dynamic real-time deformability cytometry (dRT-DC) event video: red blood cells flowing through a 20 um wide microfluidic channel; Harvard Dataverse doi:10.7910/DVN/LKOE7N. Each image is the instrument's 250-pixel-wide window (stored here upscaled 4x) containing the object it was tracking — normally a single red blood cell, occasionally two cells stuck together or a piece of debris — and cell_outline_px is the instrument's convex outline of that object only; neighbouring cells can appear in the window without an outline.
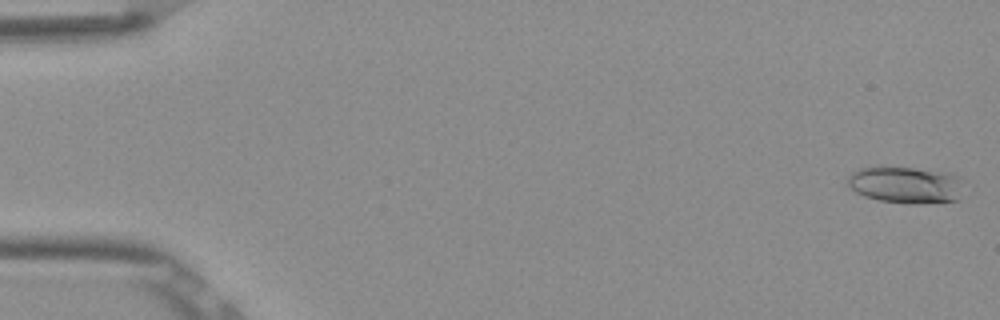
{"species": "Egyptian fruit bat (a non-hibernating species)", "species_latin": "Rousettus aegyptiacus", "temperature_condition": "room temperature", "stored_images_in_passage": 12, "camera_frame_rate_fps": 3000, "um_per_image_px": 0.085, "frame": {"image": 1, "passage_image": 1, "time_ms": 0.0, "image_size_px": [1000, 320], "cell_outline_px": [[960, 200], [916, 204], [908, 204], [880, 200], [864, 196], [856, 192], [848, 184], [848, 176], [852, 172], [860, 168], [876, 164], [880, 164], [948, 172], [960, 176]], "centroid_in_image_um": [76.95, 15.68], "position_along_channel_um": 8.1, "area_um2": 25.43}}